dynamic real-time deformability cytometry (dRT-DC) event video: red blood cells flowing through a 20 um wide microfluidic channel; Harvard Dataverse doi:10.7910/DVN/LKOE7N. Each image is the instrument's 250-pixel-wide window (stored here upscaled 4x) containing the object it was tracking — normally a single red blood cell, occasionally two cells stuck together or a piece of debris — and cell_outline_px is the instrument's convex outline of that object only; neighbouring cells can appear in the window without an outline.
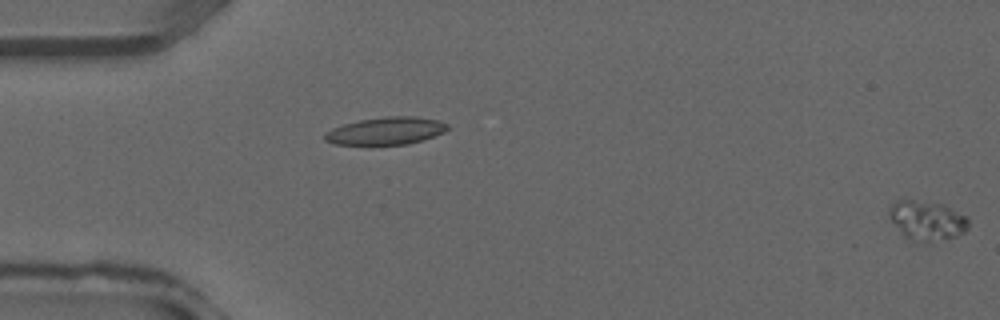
{"species": "common noctule bat (a hibernating species)", "species_latin": "Nyctalus noctula", "temperature_condition": "warm", "stored_images_in_passage": 11, "segment_of_instrument_passage": [2, 2], "camera_frame_rate_fps": 3000, "um_per_image_px": 0.085, "animal": {"sex": "male", "forearm_length_mm": 52.5}, "frame": {"image": 1, "passage_image": 11, "time_ms": 3.333, "image_size_px": [1000, 320], "cell_outline_px": [[968, 228], [964, 232], [956, 236], [932, 244], [912, 244], [900, 232], [888, 216], [888, 208], [896, 200], [912, 200], [944, 204], [964, 216], [968, 220]], "centroid_in_image_um": [78.75, 18.81], "position_along_channel_um": 6.3, "area_um2": 18.84}}